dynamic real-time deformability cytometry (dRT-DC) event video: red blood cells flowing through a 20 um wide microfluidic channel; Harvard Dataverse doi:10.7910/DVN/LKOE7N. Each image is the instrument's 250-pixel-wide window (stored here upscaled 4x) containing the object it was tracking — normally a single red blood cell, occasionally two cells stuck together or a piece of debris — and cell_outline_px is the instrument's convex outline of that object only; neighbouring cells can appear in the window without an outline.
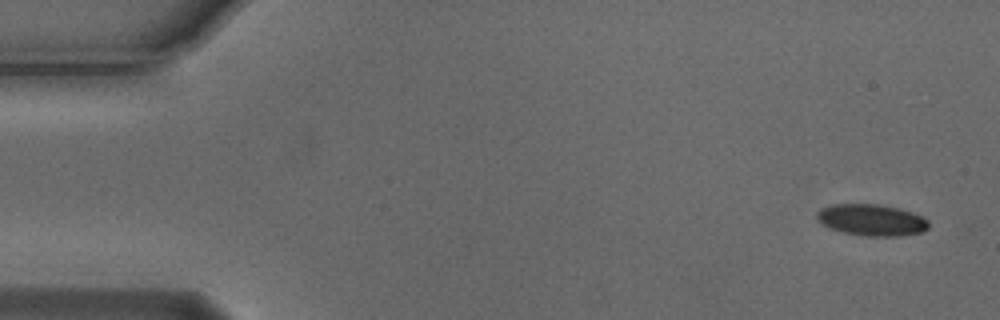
{"species": "Egyptian fruit bat (a non-hibernating species)", "species_latin": "Rousettus aegyptiacus", "temperature_condition": "cold", "stored_images_in_passage": 5, "camera_frame_rate_fps": 3000, "um_per_image_px": 0.085, "animal": {"sex": "male"}, "frame": {"image": 1, "passage_image": 1, "time_ms": 0.0, "image_size_px": [1000, 320], "cell_outline_px": [[928, 228], [924, 232], [900, 236], [868, 236], [844, 232], [832, 228], [824, 224], [816, 216], [816, 212], [820, 208], [832, 204], [880, 204], [900, 208], [924, 216], [928, 220]], "centroid_in_image_um": [74.14, 18.68], "position_along_channel_um": 10.9, "area_um2": 20.58}}
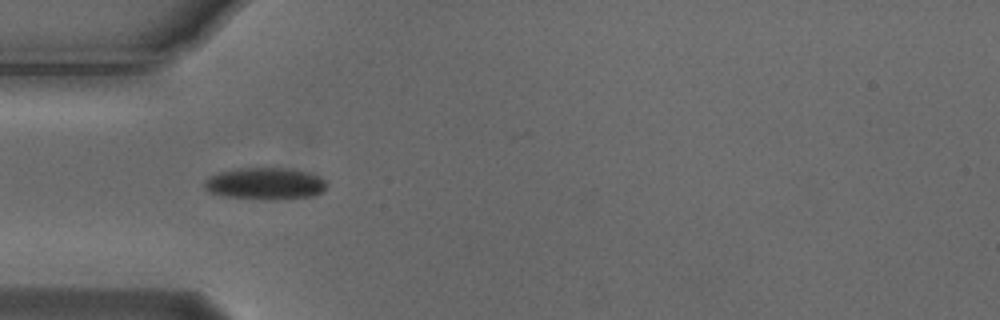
{"frame": {"image": 2, "passage_image": 4, "time_ms": 1.0, "image_size_px": [1000, 320], "cell_outline_px": [[324, 188], [320, 192], [312, 196], [272, 200], [264, 200], [220, 196], [208, 192], [204, 188], [204, 180], [208, 176], [220, 172], [240, 168], [284, 168], [308, 172], [320, 176], [324, 180]], "centroid_in_image_um": [22.46, 15.62], "position_along_channel_um": 62.5, "area_um2": 22.83}}
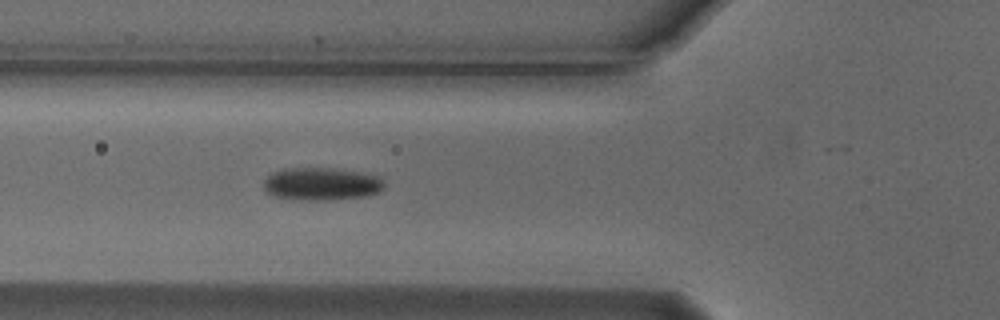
{"frame": {"image": 3, "passage_image": 5, "time_ms": 1.333, "image_size_px": [1000, 320], "cell_outline_px": [[384, 188], [380, 192], [364, 196], [328, 200], [304, 200], [276, 196], [268, 192], [264, 188], [264, 180], [272, 172], [284, 168], [328, 168], [360, 172], [380, 176], [384, 184]], "centroid_in_image_um": [27.34, 15.63], "position_along_channel_um": 98.5, "area_um2": 22.89}}